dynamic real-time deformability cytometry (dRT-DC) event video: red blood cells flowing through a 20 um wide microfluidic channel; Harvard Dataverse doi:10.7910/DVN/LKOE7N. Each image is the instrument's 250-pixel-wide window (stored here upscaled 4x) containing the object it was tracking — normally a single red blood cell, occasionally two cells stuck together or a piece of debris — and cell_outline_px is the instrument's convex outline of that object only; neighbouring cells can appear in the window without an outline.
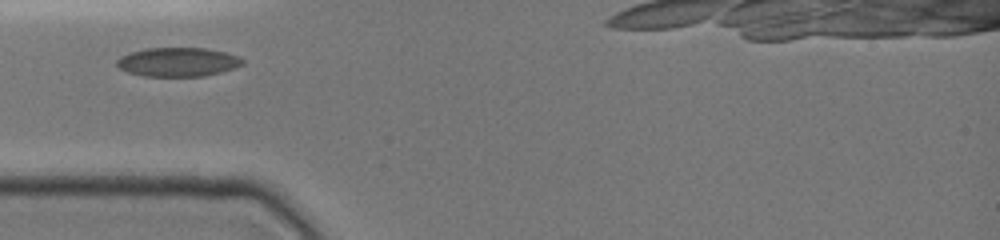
{"species": "common noctule bat (a hibernating species)", "species_latin": "Nyctalus noctula", "temperature_condition": "cold", "stored_images_in_passage": 20, "camera_frame_rate_fps": 3000, "um_per_image_px": 0.085, "animal": {"sex": "female", "body_mass_g": 19.0, "forearm_length_mm": 51.5}, "frame": {"image": 1, "passage_image": 1, "time_ms": 0.0, "image_size_px": [1000, 240], "cell_outline_px": [[244, 64], [220, 72], [204, 76], [144, 76], [128, 72], [120, 68], [116, 64], [116, 60], [120, 56], [144, 48], [204, 48], [224, 52], [240, 56], [244, 60]], "centroid_in_image_um": [15.12, 5.26], "position_along_channel_um": 69.9, "area_um2": 21.15}}
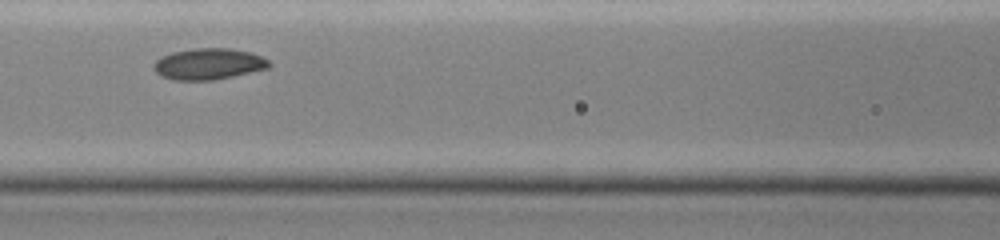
{"frame": {"image": 2, "passage_image": 12, "time_ms": 2.0, "image_size_px": [1000, 240], "cell_outline_px": [[272, 64], [268, 68], [232, 76], [212, 80], [172, 80], [160, 76], [152, 68], [152, 64], [160, 56], [172, 52], [192, 48], [232, 48], [252, 52], [268, 60]], "centroid_in_image_um": [17.68, 5.43], "position_along_channel_um": 148.9, "area_um2": 21.21}}
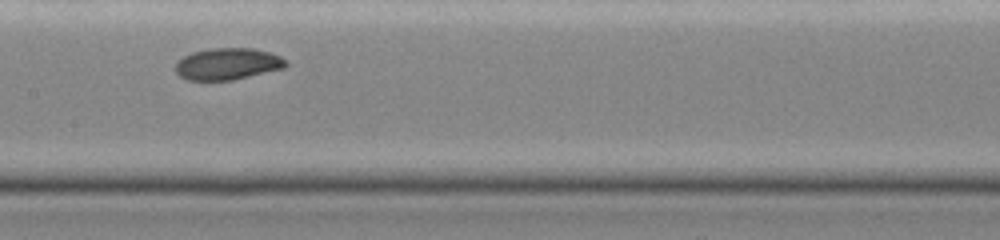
{"frame": {"image": 3, "passage_image": 19, "time_ms": 3.0, "image_size_px": [1000, 240], "cell_outline_px": [[288, 64], [284, 68], [232, 80], [188, 80], [180, 76], [176, 72], [176, 64], [184, 56], [192, 52], [212, 48], [252, 48], [272, 52], [280, 56]], "centroid_in_image_um": [19.36, 5.42], "position_along_channel_um": 188.0, "area_um2": 20.29}}